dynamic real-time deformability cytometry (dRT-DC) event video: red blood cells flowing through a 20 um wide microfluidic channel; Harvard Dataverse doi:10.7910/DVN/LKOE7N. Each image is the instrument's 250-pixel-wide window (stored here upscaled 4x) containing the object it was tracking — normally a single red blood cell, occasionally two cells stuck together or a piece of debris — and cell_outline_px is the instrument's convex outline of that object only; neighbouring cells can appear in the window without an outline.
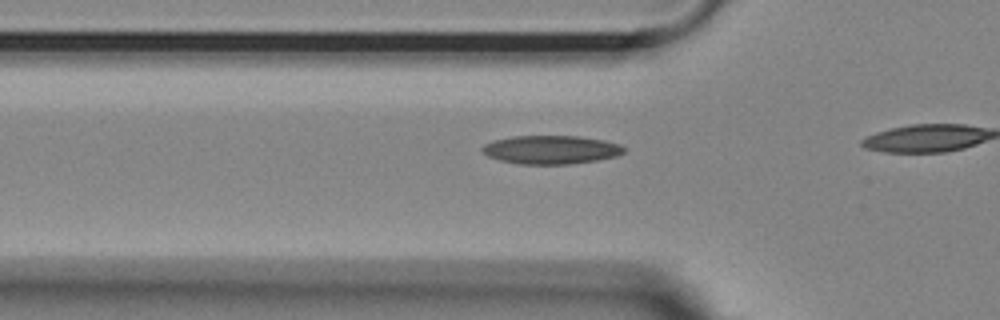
{"species": "Egyptian fruit bat (a non-hibernating species)", "species_latin": "Rousettus aegyptiacus", "temperature_condition": "room temperature", "stored_images_in_passage": 19, "camera_frame_rate_fps": 3000, "um_per_image_px": 0.085, "animal": {"sex": "female"}, "frame": {"image": 1, "passage_image": 14, "time_ms": 4.333, "image_size_px": [1000, 320], "cell_outline_px": [[628, 148], [624, 152], [616, 156], [596, 160], [568, 164], [516, 164], [500, 160], [488, 156], [480, 148], [484, 144], [492, 140], [512, 136], [580, 136], [604, 140], [620, 144]], "centroid_in_image_um": [46.83, 12.72], "position_along_channel_um": 79.0, "area_um2": 23.7}}
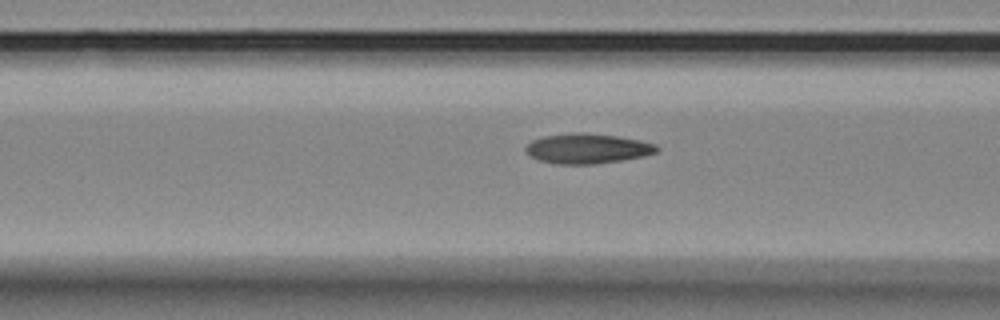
{"frame": {"image": 2, "passage_image": 17, "time_ms": 5.333, "image_size_px": [1000, 320], "cell_outline_px": [[660, 148], [656, 152], [644, 156], [596, 164], [556, 164], [540, 160], [532, 156], [524, 148], [532, 140], [544, 136], [572, 132], [584, 132], [616, 136], [640, 140], [656, 144]], "centroid_in_image_um": [49.95, 12.62], "position_along_channel_um": 116.7, "area_um2": 22.83}}